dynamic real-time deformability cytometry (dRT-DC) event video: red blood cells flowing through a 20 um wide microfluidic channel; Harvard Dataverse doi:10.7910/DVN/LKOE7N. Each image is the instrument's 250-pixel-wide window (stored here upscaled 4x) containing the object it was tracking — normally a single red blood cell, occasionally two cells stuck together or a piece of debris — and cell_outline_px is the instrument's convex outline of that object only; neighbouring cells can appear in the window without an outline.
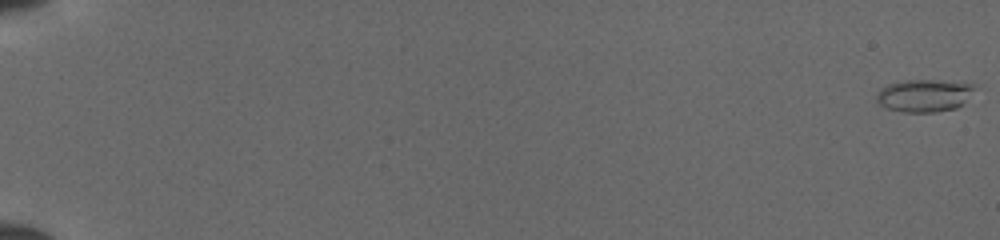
{"species": "common noctule bat (a hibernating species)", "species_latin": "Nyctalus noctula", "temperature_condition": "cold", "stored_images_in_passage": 52, "camera_frame_rate_fps": 3000, "um_per_image_px": 0.085, "animal": {"sex": "female", "body_mass_g": 19.5, "forearm_length_mm": 54.1}, "frame": {"image": 1, "passage_image": 1, "time_ms": 0.0, "image_size_px": [1000, 240], "cell_outline_px": [[972, 88], [960, 104], [956, 108], [936, 112], [904, 112], [888, 108], [880, 104], [876, 100], [876, 92], [880, 88], [888, 84], [904, 80], [940, 80], [972, 84]], "centroid_in_image_um": [78.44, 8.11], "position_along_channel_um": 6.6, "area_um2": 18.15}}
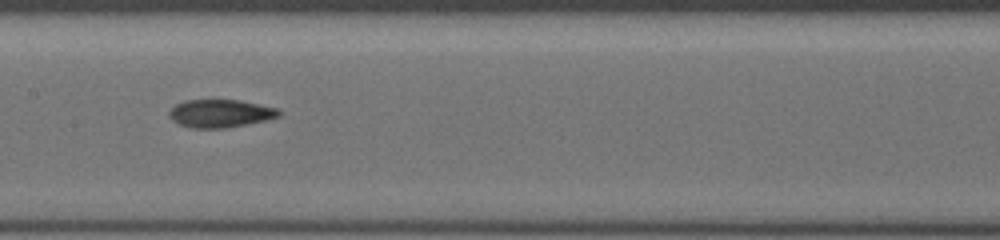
{"frame": {"image": 2, "passage_image": 29, "time_ms": 9.333, "image_size_px": [1000, 240], "cell_outline_px": [[280, 116], [268, 120], [224, 128], [192, 128], [180, 124], [172, 120], [168, 116], [168, 112], [176, 104], [184, 100], [240, 100], [276, 108], [280, 112]], "centroid_in_image_um": [18.71, 9.64], "position_along_channel_um": 188.7, "area_um2": 17.8}}
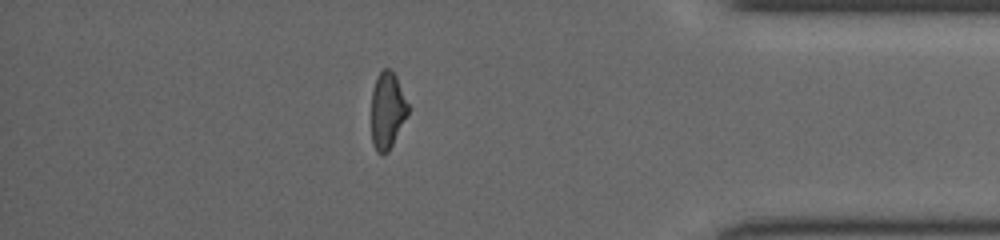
{"frame": {"image": 3, "passage_image": 46, "time_ms": 15.0, "image_size_px": [1000, 240], "cell_outline_px": [[408, 112], [388, 152], [380, 156], [376, 152], [372, 144], [372, 92], [376, 76], [384, 68], [388, 68], [396, 76], [408, 104]], "centroid_in_image_um": [32.9, 9.4], "position_along_channel_um": 402.3, "area_um2": 16.18}}